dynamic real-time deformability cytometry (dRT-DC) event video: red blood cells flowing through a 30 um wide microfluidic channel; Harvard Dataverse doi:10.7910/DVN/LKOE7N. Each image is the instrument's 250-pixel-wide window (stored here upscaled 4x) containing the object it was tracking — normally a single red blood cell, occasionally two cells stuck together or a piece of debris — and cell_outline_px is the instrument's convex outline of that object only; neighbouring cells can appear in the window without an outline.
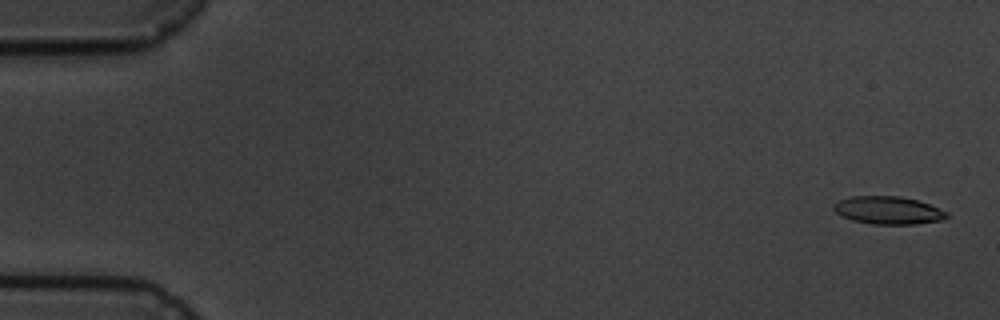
{"species": "common noctule bat (a hibernating species)", "species_latin": "Nyctalus noctula", "temperature_condition": "cold", "stored_images_in_passage": 11, "camera_frame_rate_fps": 3000, "um_per_image_px": 0.085, "animal": {"sex": "male", "body_mass_g": 19.5, "forearm_length_mm": 54.6}, "frame": {"image": 1, "passage_image": 1, "time_ms": 0.0, "image_size_px": [1000, 320], "cell_outline_px": [[948, 216], [940, 220], [916, 224], [872, 224], [852, 220], [836, 212], [832, 208], [832, 204], [840, 200], [852, 196], [900, 196], [916, 200], [928, 204], [948, 212]], "centroid_in_image_um": [75.47, 17.87], "position_along_channel_um": 9.5, "area_um2": 18.15}}
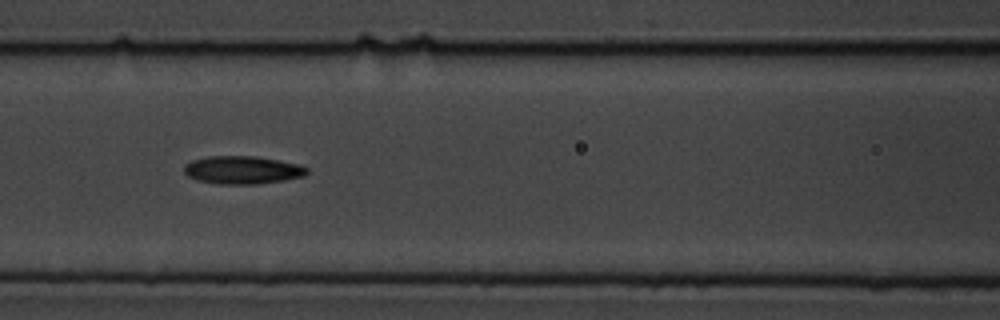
{"frame": {"image": 2, "passage_image": 7, "time_ms": 7.667, "image_size_px": [1000, 320], "cell_outline_px": [[308, 172], [304, 176], [284, 180], [256, 184], [216, 184], [196, 180], [188, 176], [184, 172], [184, 164], [192, 160], [208, 156], [256, 156], [300, 164], [308, 168]], "centroid_in_image_um": [20.59, 14.45], "position_along_channel_um": 146.0, "area_um2": 20.17}}
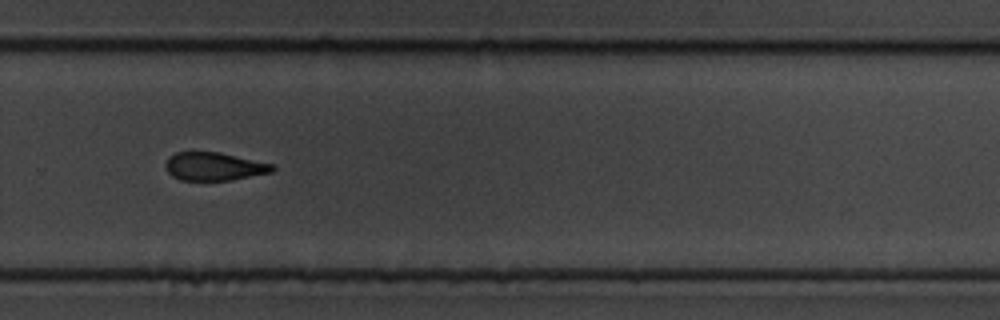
{"frame": {"image": 3, "passage_image": 11, "time_ms": 12.333, "image_size_px": [1000, 320], "cell_outline_px": [[276, 168], [272, 172], [232, 180], [180, 180], [172, 176], [168, 172], [164, 164], [168, 156], [176, 152], [220, 152], [272, 164]], "centroid_in_image_um": [18.17, 14.15], "position_along_channel_um": 311.6, "area_um2": 17.57}}